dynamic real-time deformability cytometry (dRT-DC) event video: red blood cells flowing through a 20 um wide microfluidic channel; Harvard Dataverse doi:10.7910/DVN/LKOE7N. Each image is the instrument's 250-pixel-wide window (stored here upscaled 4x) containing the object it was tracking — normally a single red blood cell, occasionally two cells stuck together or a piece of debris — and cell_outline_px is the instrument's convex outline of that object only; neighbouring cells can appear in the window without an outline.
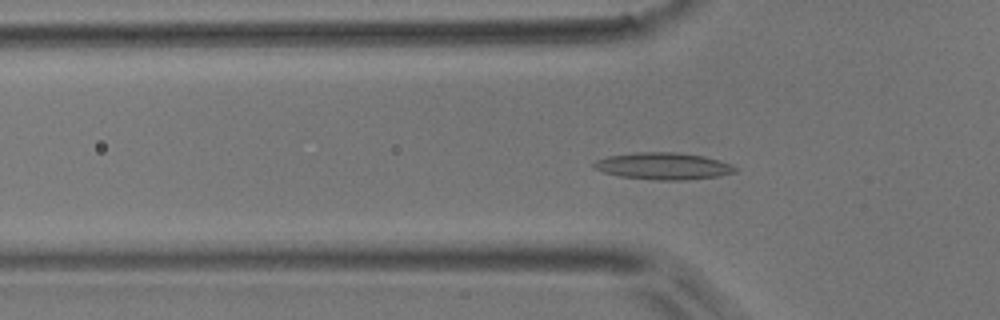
{"species": "common noctule bat (a hibernating species)", "species_latin": "Nyctalus noctula", "temperature_condition": "room temperature", "stored_images_in_passage": 50, "camera_frame_rate_fps": 3000, "um_per_image_px": 0.085, "animal": {"sex": "male", "body_mass_g": 17.9}, "frame": {"image": 1, "passage_image": 14, "time_ms": 4.333, "image_size_px": [1000, 320], "cell_outline_px": [[736, 172], [716, 176], [684, 180], [656, 180], [620, 176], [604, 172], [592, 168], [592, 164], [596, 160], [608, 156], [636, 152], [676, 152], [704, 156], [732, 164], [736, 168]], "centroid_in_image_um": [56.35, 14.11], "position_along_channel_um": 69.4, "area_um2": 22.08}}
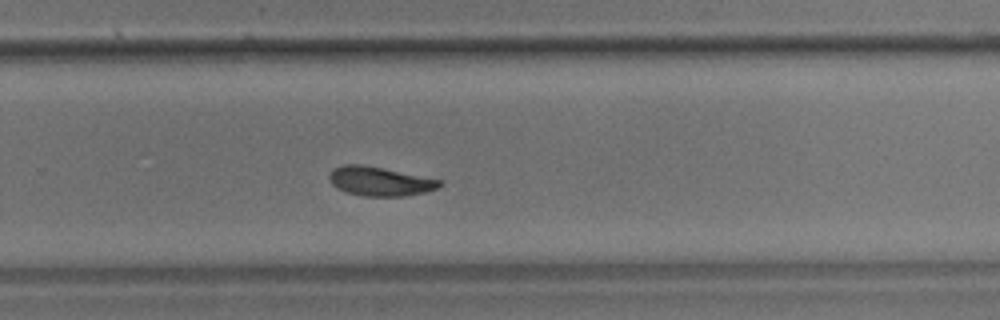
{"frame": {"image": 2, "passage_image": 32, "time_ms": 10.333, "image_size_px": [1000, 320], "cell_outline_px": [[444, 184], [436, 188], [424, 192], [404, 196], [360, 196], [344, 192], [336, 188], [332, 184], [328, 176], [332, 168], [344, 164], [360, 164], [440, 180]], "centroid_in_image_um": [32.21, 15.42], "position_along_channel_um": 297.6, "area_um2": 18.55}}
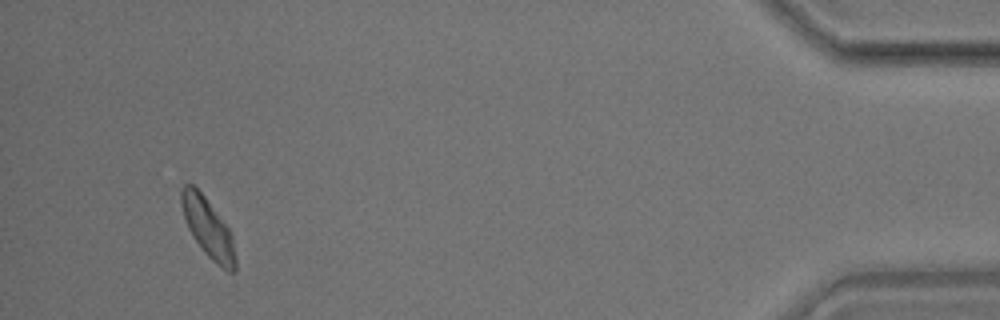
{"frame": {"image": 3, "passage_image": 47, "time_ms": 15.333, "image_size_px": [1000, 320], "cell_outline_px": [[236, 272], [228, 272], [216, 264], [204, 252], [192, 236], [188, 228], [180, 204], [180, 188], [184, 184], [192, 184], [204, 196], [228, 228], [232, 236], [236, 260]], "centroid_in_image_um": [17.66, 19.39], "position_along_channel_um": 417.5, "area_um2": 18.55}, "authors_computed_cell_mechanics": {"area_um2": 18.9006, "velocity_mm_per_s": 3.7938, "shape_relaxation_time_tau1_ms": 3.8155, "shape_relaxation_time_tau2_ms": null, "deformation_change_tau1": 0.1234, "deformation_change_tau2": null}}